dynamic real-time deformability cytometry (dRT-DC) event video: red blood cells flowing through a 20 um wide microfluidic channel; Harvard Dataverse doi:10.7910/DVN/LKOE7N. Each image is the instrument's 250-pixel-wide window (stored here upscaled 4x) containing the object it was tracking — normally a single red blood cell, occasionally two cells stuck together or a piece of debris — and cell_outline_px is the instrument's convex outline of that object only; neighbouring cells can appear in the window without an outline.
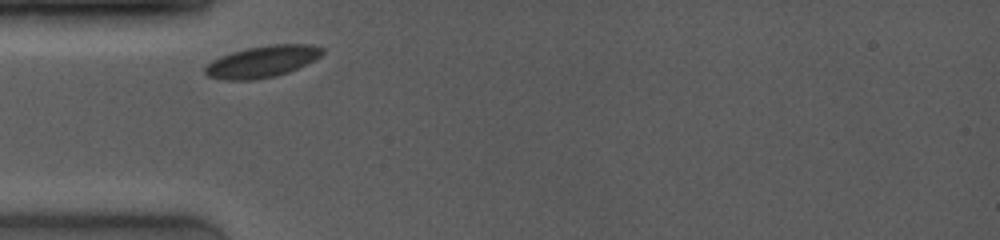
{"species": "common noctule bat (a hibernating species)", "species_latin": "Nyctalus noctula", "temperature_condition": "room temperature", "stored_images_in_passage": 3, "camera_frame_rate_fps": 4000, "um_per_image_px": 0.085, "animal": {"sex": "female", "body_mass_g": 19.0, "forearm_length_mm": 53.3}, "frame": {"image": 1, "passage_image": 1, "time_ms": 0.0, "image_size_px": [1000, 240], "cell_outline_px": [[324, 52], [320, 56], [288, 72], [276, 76], [252, 80], [224, 80], [208, 76], [204, 72], [204, 68], [212, 60], [220, 56], [232, 52], [248, 48], [268, 44], [308, 44], [324, 48]], "centroid_in_image_um": [22.26, 5.23], "position_along_channel_um": 62.7, "area_um2": 21.44}}